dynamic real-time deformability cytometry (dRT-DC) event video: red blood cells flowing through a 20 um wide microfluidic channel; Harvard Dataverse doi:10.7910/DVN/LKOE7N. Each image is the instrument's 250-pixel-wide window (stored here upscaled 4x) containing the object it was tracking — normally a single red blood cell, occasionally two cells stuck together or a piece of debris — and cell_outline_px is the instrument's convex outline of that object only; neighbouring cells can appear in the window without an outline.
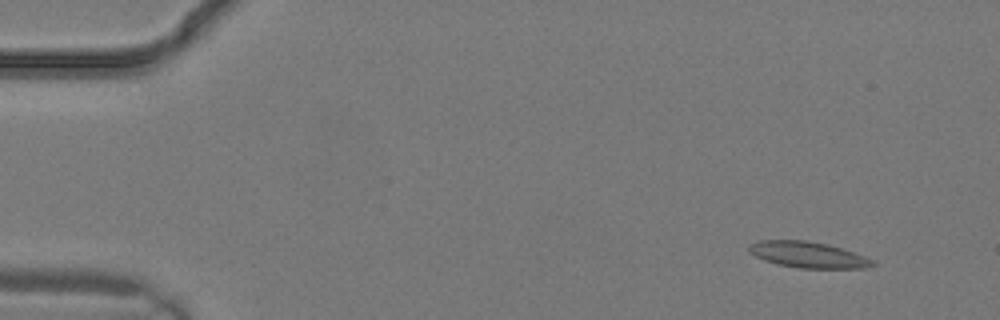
{"species": "common noctule bat (a hibernating species)", "species_latin": "Nyctalus noctula", "temperature_condition": "warm", "stored_images_in_passage": 2, "camera_frame_rate_fps": 3000, "um_per_image_px": 0.085, "animal": {"sex": "male", "body_mass_g": 19.2, "forearm_length_mm": 51.8}, "frame": {"image": 1, "passage_image": 1, "time_ms": 0.0, "image_size_px": [1000, 320], "cell_outline_px": [[876, 264], [864, 268], [800, 268], [776, 264], [764, 260], [748, 252], [748, 244], [760, 240], [804, 240], [824, 244], [840, 248], [864, 256], [872, 260]], "centroid_in_image_um": [68.61, 21.65], "position_along_channel_um": 16.4, "area_um2": 18.55}}